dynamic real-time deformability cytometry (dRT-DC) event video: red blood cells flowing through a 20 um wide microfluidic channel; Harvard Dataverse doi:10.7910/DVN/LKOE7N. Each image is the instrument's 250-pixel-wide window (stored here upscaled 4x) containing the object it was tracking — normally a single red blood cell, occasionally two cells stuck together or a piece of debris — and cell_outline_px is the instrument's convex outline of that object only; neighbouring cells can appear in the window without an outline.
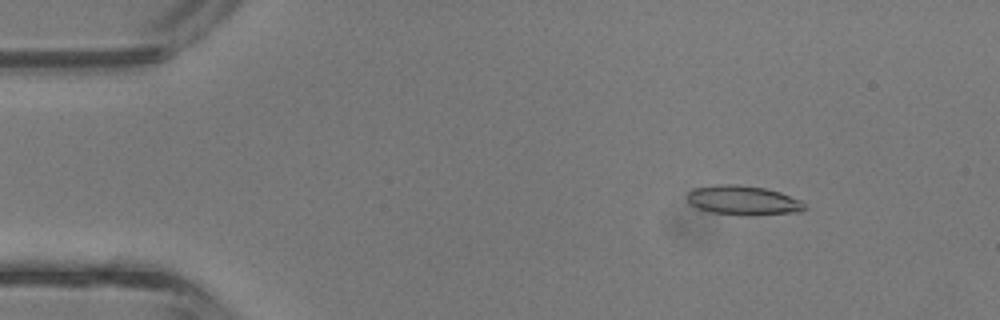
{"species": "common noctule bat (a hibernating species)", "species_latin": "Nyctalus noctula", "temperature_condition": "room temperature", "stored_images_in_passage": 3, "camera_frame_rate_fps": 3000, "um_per_image_px": 0.085, "animal": {"sex": "male", "body_mass_g": 13.3}, "frame": {"image": 1, "passage_image": 1, "time_ms": 0.0, "image_size_px": [1000, 320], "cell_outline_px": [[808, 208], [800, 212], [752, 216], [748, 216], [712, 212], [700, 208], [692, 204], [688, 200], [688, 192], [696, 188], [716, 184], [736, 184], [764, 188], [780, 192], [800, 200]], "centroid_in_image_um": [63.23, 17.04], "position_along_channel_um": 21.8, "area_um2": 20.06}}
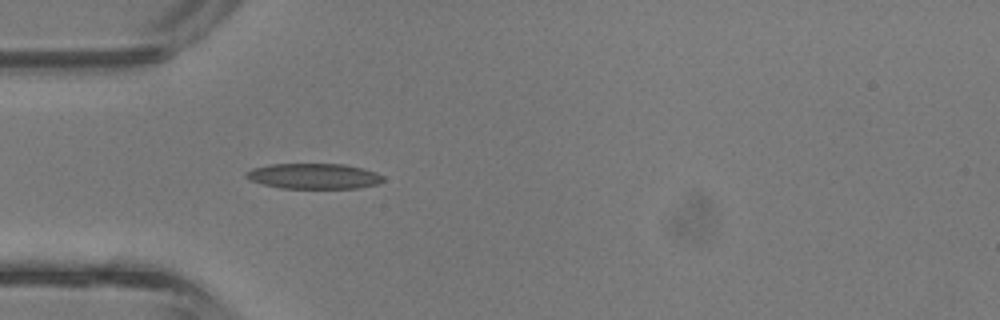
{"frame": {"image": 2, "passage_image": 3, "time_ms": 0.667, "image_size_px": [1000, 320], "cell_outline_px": [[384, 180], [376, 184], [360, 188], [280, 188], [248, 180], [244, 176], [244, 172], [252, 168], [272, 164], [344, 164], [376, 172], [384, 176]], "centroid_in_image_um": [26.64, 14.97], "position_along_channel_um": 58.4, "area_um2": 20.35}}